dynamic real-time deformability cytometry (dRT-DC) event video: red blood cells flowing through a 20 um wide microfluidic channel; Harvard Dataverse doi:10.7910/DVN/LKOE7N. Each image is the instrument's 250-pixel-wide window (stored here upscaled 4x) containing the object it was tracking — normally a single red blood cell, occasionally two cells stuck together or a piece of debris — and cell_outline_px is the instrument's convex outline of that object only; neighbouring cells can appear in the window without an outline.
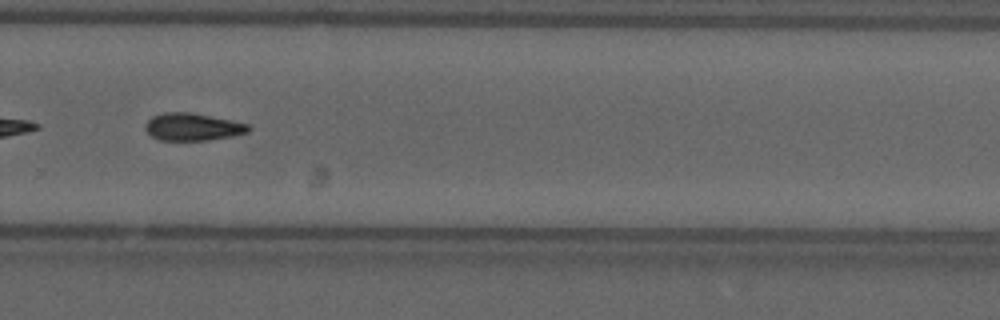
{"species": "common noctule bat (a hibernating species)", "species_latin": "Nyctalus noctula", "temperature_condition": "cold", "stored_images_in_passage": 42, "camera_frame_rate_fps": 3000, "um_per_image_px": 0.085, "animal": {"sex": "male", "forearm_length_mm": 52.5}, "frame": {"image": 1, "passage_image": 24, "time_ms": 7.667, "image_size_px": [1000, 320], "cell_outline_px": [[252, 128], [248, 132], [232, 136], [208, 140], [160, 140], [152, 136], [144, 128], [144, 124], [152, 116], [164, 112], [188, 112], [232, 120], [248, 124]], "centroid_in_image_um": [16.37, 10.78], "position_along_channel_um": 313.4, "area_um2": 16.47}, "authors_computed_cell_mechanics": {"area_um2": 16.7331, "velocity_mm_per_s": 3.6899, "shape_relaxation_time_tau1_ms": 5.0493, "shape_relaxation_time_tau2_ms": null, "deformation_change_tau1": 0.1267, "deformation_change_tau2": null}}